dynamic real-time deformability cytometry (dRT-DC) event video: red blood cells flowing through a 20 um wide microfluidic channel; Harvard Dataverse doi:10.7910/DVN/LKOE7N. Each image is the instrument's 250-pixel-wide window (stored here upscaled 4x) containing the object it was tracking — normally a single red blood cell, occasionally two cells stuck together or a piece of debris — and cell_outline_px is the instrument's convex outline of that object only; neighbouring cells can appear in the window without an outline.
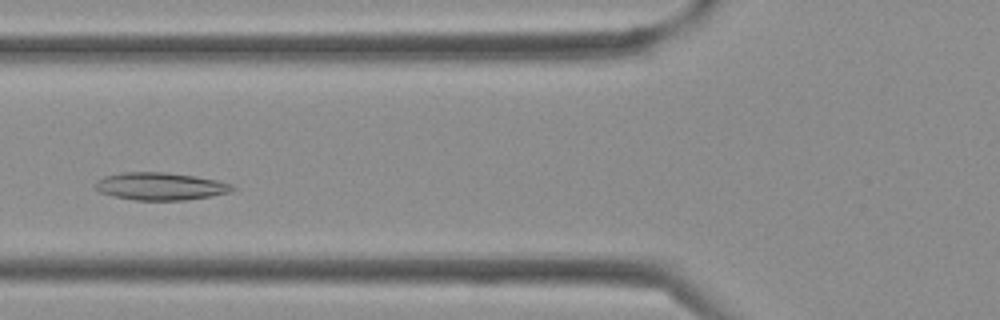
{"species": "Egyptian fruit bat (a non-hibernating species)", "species_latin": "Rousettus aegyptiacus", "temperature_condition": "cold", "stored_images_in_passage": 36, "camera_frame_rate_fps": 3000, "um_per_image_px": 0.085, "frame": {"image": 1, "passage_image": 11, "time_ms": 3.333, "image_size_px": [1000, 320], "cell_outline_px": [[236, 188], [228, 192], [212, 196], [184, 200], [132, 200], [112, 196], [100, 192], [96, 188], [96, 180], [104, 176], [120, 172], [164, 172], [196, 176], [216, 180], [232, 184]], "centroid_in_image_um": [13.61, 15.83], "position_along_channel_um": 112.2, "area_um2": 22.08}}
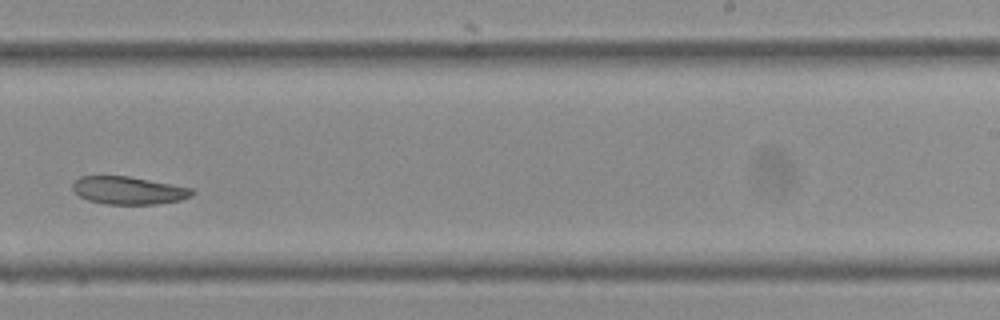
{"frame": {"image": 2, "passage_image": 21, "time_ms": 6.667, "image_size_px": [1000, 320], "cell_outline_px": [[196, 192], [192, 196], [180, 200], [156, 204], [104, 204], [88, 200], [80, 196], [72, 188], [72, 184], [80, 176], [128, 176], [192, 188]], "centroid_in_image_um": [10.94, 16.19], "position_along_channel_um": 278.1, "area_um2": 19.25}}
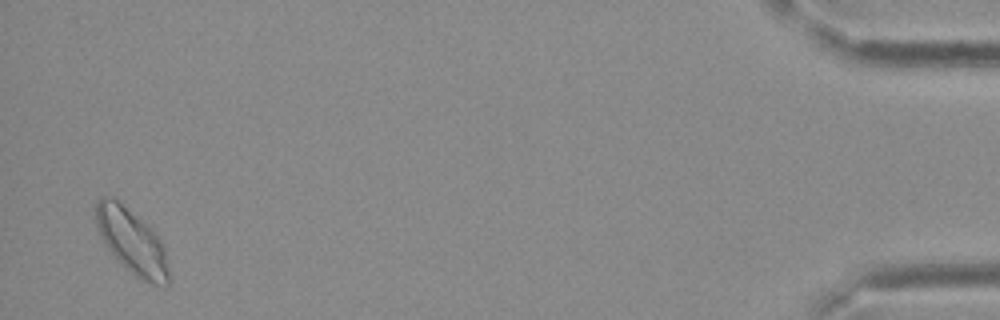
{"frame": {"image": 3, "passage_image": 35, "time_ms": 11.333, "image_size_px": [1000, 320], "cell_outline_px": [[168, 288], [152, 284], [136, 276], [120, 264], [112, 256], [104, 244], [100, 236], [96, 224], [96, 200], [100, 196], [112, 196], [144, 224], [160, 240], [164, 248], [168, 268]], "centroid_in_image_um": [11.16, 20.57], "position_along_channel_um": 424.0, "area_um2": 27.11}}